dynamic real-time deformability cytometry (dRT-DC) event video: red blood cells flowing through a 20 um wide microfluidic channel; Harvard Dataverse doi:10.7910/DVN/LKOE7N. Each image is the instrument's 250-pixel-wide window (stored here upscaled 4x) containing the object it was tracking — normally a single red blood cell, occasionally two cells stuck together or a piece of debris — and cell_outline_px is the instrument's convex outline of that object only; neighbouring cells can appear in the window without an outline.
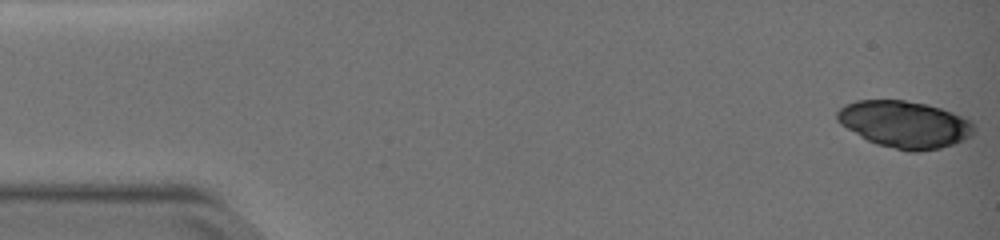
{"species": "common noctule bat (a hibernating species)", "species_latin": "Nyctalus noctula", "temperature_condition": "warm", "stored_images_in_passage": 19, "camera_frame_rate_fps": 3000, "um_per_image_px": 0.085, "animal": {"sex": "female", "body_mass_g": 19.0, "forearm_length_mm": 51.5}, "frame": {"image": 1, "passage_image": 1, "time_ms": 0.0, "image_size_px": [1000, 240], "cell_outline_px": [[976, 128], [972, 136], [964, 140], [940, 148], [920, 152], [908, 152], [876, 144], [860, 136], [840, 124], [836, 120], [836, 112], [844, 104], [856, 100], [904, 100], [928, 104], [952, 112], [972, 120]], "centroid_in_image_um": [76.91, 10.57], "position_along_channel_um": 8.1, "area_um2": 37.8}}